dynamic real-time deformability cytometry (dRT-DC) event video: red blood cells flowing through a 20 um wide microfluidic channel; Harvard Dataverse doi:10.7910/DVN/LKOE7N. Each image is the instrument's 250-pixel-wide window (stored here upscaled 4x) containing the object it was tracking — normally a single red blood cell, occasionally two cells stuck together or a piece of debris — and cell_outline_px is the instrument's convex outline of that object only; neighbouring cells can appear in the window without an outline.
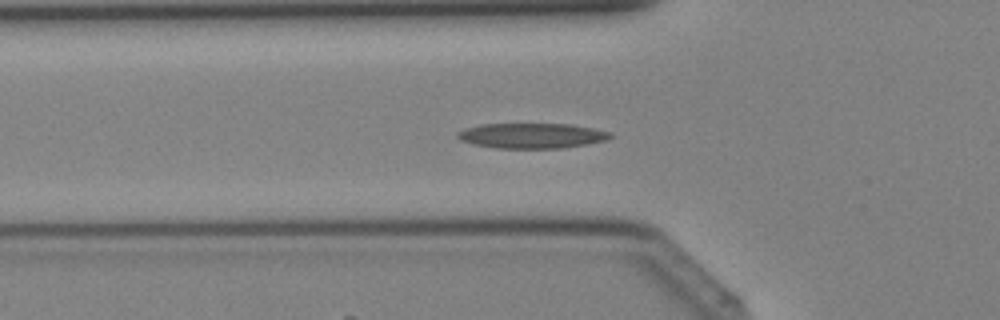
{"species": "Egyptian fruit bat (a non-hibernating species)", "species_latin": "Rousettus aegyptiacus", "temperature_condition": "cold", "stored_images_in_passage": 33, "camera_frame_rate_fps": 3000, "um_per_image_px": 0.085, "animal": {"sex": "female"}, "frame": {"image": 1, "passage_image": 6, "time_ms": 1.667, "image_size_px": [1000, 320], "cell_outline_px": [[612, 136], [608, 140], [588, 144], [564, 148], [496, 148], [472, 144], [460, 140], [456, 136], [456, 132], [464, 128], [480, 124], [572, 124], [612, 132]], "centroid_in_image_um": [45.2, 11.53], "position_along_channel_um": 80.6, "area_um2": 22.66}}
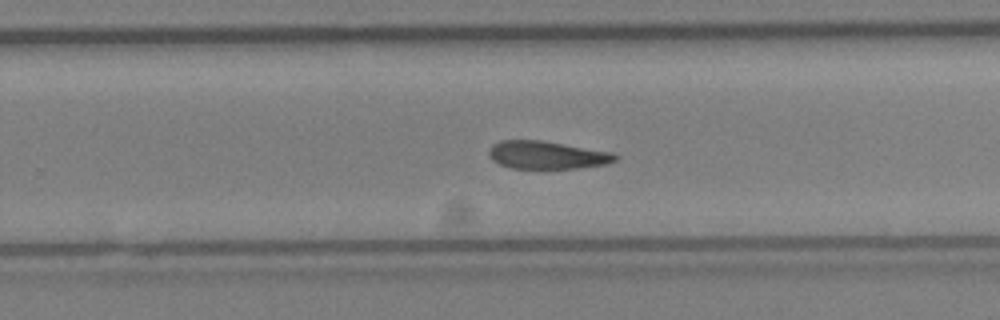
{"frame": {"image": 2, "passage_image": 18, "time_ms": 5.667, "image_size_px": [1000, 320], "cell_outline_px": [[616, 160], [604, 164], [576, 168], [512, 168], [500, 164], [492, 160], [488, 156], [488, 152], [492, 144], [500, 140], [540, 140], [612, 152], [616, 156]], "centroid_in_image_um": [46.42, 13.17], "position_along_channel_um": 283.4, "area_um2": 20.29}}
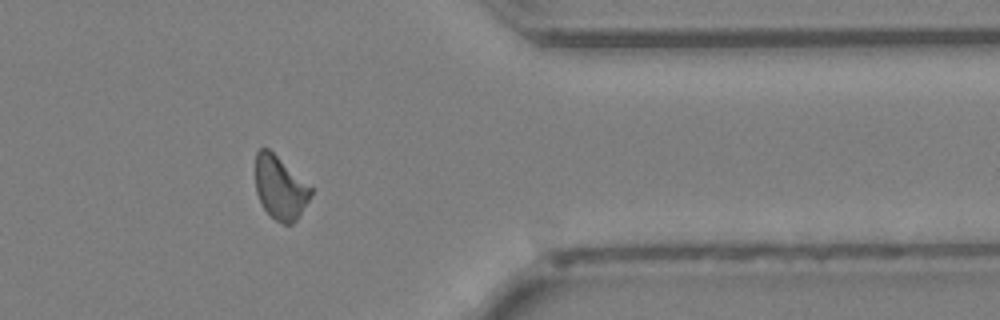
{"frame": {"image": 3, "passage_image": 25, "time_ms": 8.0, "image_size_px": [1000, 320], "cell_outline_px": [[312, 196], [300, 216], [292, 224], [284, 224], [276, 220], [264, 208], [256, 192], [256, 152], [260, 148], [268, 148], [312, 188]], "centroid_in_image_um": [23.83, 15.98], "position_along_channel_um": 387.6, "area_um2": 20.17}}